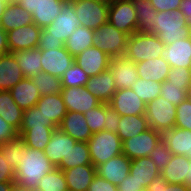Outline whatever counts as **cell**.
Masks as SVG:
<instances>
[{"label":"cell","instance_id":"1","mask_svg":"<svg viewBox=\"0 0 191 191\" xmlns=\"http://www.w3.org/2000/svg\"><path fill=\"white\" fill-rule=\"evenodd\" d=\"M54 168L44 151L30 148L22 140V159L15 170V184L35 191L40 179Z\"/></svg>","mask_w":191,"mask_h":191},{"label":"cell","instance_id":"2","mask_svg":"<svg viewBox=\"0 0 191 191\" xmlns=\"http://www.w3.org/2000/svg\"><path fill=\"white\" fill-rule=\"evenodd\" d=\"M154 23V34L165 46L191 37V27L179 10L157 12Z\"/></svg>","mask_w":191,"mask_h":191},{"label":"cell","instance_id":"3","mask_svg":"<svg viewBox=\"0 0 191 191\" xmlns=\"http://www.w3.org/2000/svg\"><path fill=\"white\" fill-rule=\"evenodd\" d=\"M165 44L153 33L135 32L129 36L125 57L133 62L161 57Z\"/></svg>","mask_w":191,"mask_h":191},{"label":"cell","instance_id":"4","mask_svg":"<svg viewBox=\"0 0 191 191\" xmlns=\"http://www.w3.org/2000/svg\"><path fill=\"white\" fill-rule=\"evenodd\" d=\"M87 143L95 167L122 154V140L116 133L110 131L102 130L94 133Z\"/></svg>","mask_w":191,"mask_h":191},{"label":"cell","instance_id":"5","mask_svg":"<svg viewBox=\"0 0 191 191\" xmlns=\"http://www.w3.org/2000/svg\"><path fill=\"white\" fill-rule=\"evenodd\" d=\"M128 38V34L107 22L94 30L93 46H97L111 58H116L125 55Z\"/></svg>","mask_w":191,"mask_h":191},{"label":"cell","instance_id":"6","mask_svg":"<svg viewBox=\"0 0 191 191\" xmlns=\"http://www.w3.org/2000/svg\"><path fill=\"white\" fill-rule=\"evenodd\" d=\"M145 116L149 128L163 133L175 127L176 106L159 95L156 99L146 104Z\"/></svg>","mask_w":191,"mask_h":191},{"label":"cell","instance_id":"7","mask_svg":"<svg viewBox=\"0 0 191 191\" xmlns=\"http://www.w3.org/2000/svg\"><path fill=\"white\" fill-rule=\"evenodd\" d=\"M79 19L80 25L91 30L98 29L108 22L109 3L92 0H69Z\"/></svg>","mask_w":191,"mask_h":191},{"label":"cell","instance_id":"8","mask_svg":"<svg viewBox=\"0 0 191 191\" xmlns=\"http://www.w3.org/2000/svg\"><path fill=\"white\" fill-rule=\"evenodd\" d=\"M67 1L68 0H18L17 2L31 13L33 23L43 29L55 20Z\"/></svg>","mask_w":191,"mask_h":191},{"label":"cell","instance_id":"9","mask_svg":"<svg viewBox=\"0 0 191 191\" xmlns=\"http://www.w3.org/2000/svg\"><path fill=\"white\" fill-rule=\"evenodd\" d=\"M108 22L129 36L137 32V14L132 0H113L110 2Z\"/></svg>","mask_w":191,"mask_h":191},{"label":"cell","instance_id":"10","mask_svg":"<svg viewBox=\"0 0 191 191\" xmlns=\"http://www.w3.org/2000/svg\"><path fill=\"white\" fill-rule=\"evenodd\" d=\"M162 139V133L148 128L138 135L122 142V153L130 160L147 157L153 151L156 144Z\"/></svg>","mask_w":191,"mask_h":191},{"label":"cell","instance_id":"11","mask_svg":"<svg viewBox=\"0 0 191 191\" xmlns=\"http://www.w3.org/2000/svg\"><path fill=\"white\" fill-rule=\"evenodd\" d=\"M78 25H80V22L74 11V6L68 0L61 13L44 29L47 31V37L58 38L65 44Z\"/></svg>","mask_w":191,"mask_h":191},{"label":"cell","instance_id":"12","mask_svg":"<svg viewBox=\"0 0 191 191\" xmlns=\"http://www.w3.org/2000/svg\"><path fill=\"white\" fill-rule=\"evenodd\" d=\"M67 111L85 113L102 102L86 87H63L60 92Z\"/></svg>","mask_w":191,"mask_h":191},{"label":"cell","instance_id":"13","mask_svg":"<svg viewBox=\"0 0 191 191\" xmlns=\"http://www.w3.org/2000/svg\"><path fill=\"white\" fill-rule=\"evenodd\" d=\"M41 31L35 23L8 31L9 53L37 48Z\"/></svg>","mask_w":191,"mask_h":191},{"label":"cell","instance_id":"14","mask_svg":"<svg viewBox=\"0 0 191 191\" xmlns=\"http://www.w3.org/2000/svg\"><path fill=\"white\" fill-rule=\"evenodd\" d=\"M109 106L120 116L145 115L146 103L131 88L117 90Z\"/></svg>","mask_w":191,"mask_h":191},{"label":"cell","instance_id":"15","mask_svg":"<svg viewBox=\"0 0 191 191\" xmlns=\"http://www.w3.org/2000/svg\"><path fill=\"white\" fill-rule=\"evenodd\" d=\"M42 72H46L59 78L74 63V57L64 48H50L49 50H41Z\"/></svg>","mask_w":191,"mask_h":191},{"label":"cell","instance_id":"16","mask_svg":"<svg viewBox=\"0 0 191 191\" xmlns=\"http://www.w3.org/2000/svg\"><path fill=\"white\" fill-rule=\"evenodd\" d=\"M110 60L111 57L101 51L97 46H91L74 57V62L78 64L89 77L98 75L109 69Z\"/></svg>","mask_w":191,"mask_h":191},{"label":"cell","instance_id":"17","mask_svg":"<svg viewBox=\"0 0 191 191\" xmlns=\"http://www.w3.org/2000/svg\"><path fill=\"white\" fill-rule=\"evenodd\" d=\"M109 69L113 74L117 90L132 88L139 78L136 63L125 56L111 58Z\"/></svg>","mask_w":191,"mask_h":191},{"label":"cell","instance_id":"18","mask_svg":"<svg viewBox=\"0 0 191 191\" xmlns=\"http://www.w3.org/2000/svg\"><path fill=\"white\" fill-rule=\"evenodd\" d=\"M130 165L131 160L122 153L98 165L96 171L97 175L118 186L128 176Z\"/></svg>","mask_w":191,"mask_h":191},{"label":"cell","instance_id":"19","mask_svg":"<svg viewBox=\"0 0 191 191\" xmlns=\"http://www.w3.org/2000/svg\"><path fill=\"white\" fill-rule=\"evenodd\" d=\"M76 142L71 136L56 128L44 149L45 156L55 167H58L62 159H66L68 152Z\"/></svg>","mask_w":191,"mask_h":191},{"label":"cell","instance_id":"20","mask_svg":"<svg viewBox=\"0 0 191 191\" xmlns=\"http://www.w3.org/2000/svg\"><path fill=\"white\" fill-rule=\"evenodd\" d=\"M160 55L171 68H191V37L170 43L165 46Z\"/></svg>","mask_w":191,"mask_h":191},{"label":"cell","instance_id":"21","mask_svg":"<svg viewBox=\"0 0 191 191\" xmlns=\"http://www.w3.org/2000/svg\"><path fill=\"white\" fill-rule=\"evenodd\" d=\"M85 87L102 103H109L113 94L117 91L114 77L110 69L89 77Z\"/></svg>","mask_w":191,"mask_h":191},{"label":"cell","instance_id":"22","mask_svg":"<svg viewBox=\"0 0 191 191\" xmlns=\"http://www.w3.org/2000/svg\"><path fill=\"white\" fill-rule=\"evenodd\" d=\"M58 128L76 141L88 142L93 135L88 127L84 114L67 111Z\"/></svg>","mask_w":191,"mask_h":191},{"label":"cell","instance_id":"23","mask_svg":"<svg viewBox=\"0 0 191 191\" xmlns=\"http://www.w3.org/2000/svg\"><path fill=\"white\" fill-rule=\"evenodd\" d=\"M69 191H88L97 171L93 164L76 166L63 170Z\"/></svg>","mask_w":191,"mask_h":191},{"label":"cell","instance_id":"24","mask_svg":"<svg viewBox=\"0 0 191 191\" xmlns=\"http://www.w3.org/2000/svg\"><path fill=\"white\" fill-rule=\"evenodd\" d=\"M162 140L174 155L186 156L191 161V131L177 127L162 133Z\"/></svg>","mask_w":191,"mask_h":191},{"label":"cell","instance_id":"25","mask_svg":"<svg viewBox=\"0 0 191 191\" xmlns=\"http://www.w3.org/2000/svg\"><path fill=\"white\" fill-rule=\"evenodd\" d=\"M33 23L32 15L18 2H8L0 18V27L8 32L10 30L27 26Z\"/></svg>","mask_w":191,"mask_h":191},{"label":"cell","instance_id":"26","mask_svg":"<svg viewBox=\"0 0 191 191\" xmlns=\"http://www.w3.org/2000/svg\"><path fill=\"white\" fill-rule=\"evenodd\" d=\"M24 75L13 53L0 55V91H9Z\"/></svg>","mask_w":191,"mask_h":191},{"label":"cell","instance_id":"27","mask_svg":"<svg viewBox=\"0 0 191 191\" xmlns=\"http://www.w3.org/2000/svg\"><path fill=\"white\" fill-rule=\"evenodd\" d=\"M132 178L138 185H142L145 189L153 181L161 175V171L156 164L150 159V156L140 157L131 160L130 171Z\"/></svg>","mask_w":191,"mask_h":191},{"label":"cell","instance_id":"28","mask_svg":"<svg viewBox=\"0 0 191 191\" xmlns=\"http://www.w3.org/2000/svg\"><path fill=\"white\" fill-rule=\"evenodd\" d=\"M15 103L23 110H27L36 105L41 98L37 87L30 78L24 77L18 84L9 90Z\"/></svg>","mask_w":191,"mask_h":191},{"label":"cell","instance_id":"29","mask_svg":"<svg viewBox=\"0 0 191 191\" xmlns=\"http://www.w3.org/2000/svg\"><path fill=\"white\" fill-rule=\"evenodd\" d=\"M136 68L140 78L163 83L167 79L171 66L164 58L159 57L137 62Z\"/></svg>","mask_w":191,"mask_h":191},{"label":"cell","instance_id":"30","mask_svg":"<svg viewBox=\"0 0 191 191\" xmlns=\"http://www.w3.org/2000/svg\"><path fill=\"white\" fill-rule=\"evenodd\" d=\"M36 106L43 115L58 127L67 113L61 93L41 96Z\"/></svg>","mask_w":191,"mask_h":191},{"label":"cell","instance_id":"31","mask_svg":"<svg viewBox=\"0 0 191 191\" xmlns=\"http://www.w3.org/2000/svg\"><path fill=\"white\" fill-rule=\"evenodd\" d=\"M190 162V159H188L186 156L173 155V158L161 171V176L168 183L186 184Z\"/></svg>","mask_w":191,"mask_h":191},{"label":"cell","instance_id":"32","mask_svg":"<svg viewBox=\"0 0 191 191\" xmlns=\"http://www.w3.org/2000/svg\"><path fill=\"white\" fill-rule=\"evenodd\" d=\"M23 113L10 91H0V116L18 132L22 125Z\"/></svg>","mask_w":191,"mask_h":191},{"label":"cell","instance_id":"33","mask_svg":"<svg viewBox=\"0 0 191 191\" xmlns=\"http://www.w3.org/2000/svg\"><path fill=\"white\" fill-rule=\"evenodd\" d=\"M21 71L26 78H31L42 71V52L37 48L13 52Z\"/></svg>","mask_w":191,"mask_h":191},{"label":"cell","instance_id":"34","mask_svg":"<svg viewBox=\"0 0 191 191\" xmlns=\"http://www.w3.org/2000/svg\"><path fill=\"white\" fill-rule=\"evenodd\" d=\"M118 133L122 142L146 131L149 124L145 115L121 116L118 123Z\"/></svg>","mask_w":191,"mask_h":191},{"label":"cell","instance_id":"35","mask_svg":"<svg viewBox=\"0 0 191 191\" xmlns=\"http://www.w3.org/2000/svg\"><path fill=\"white\" fill-rule=\"evenodd\" d=\"M137 14V32L153 33L154 21L157 11L153 8L149 0H132Z\"/></svg>","mask_w":191,"mask_h":191},{"label":"cell","instance_id":"36","mask_svg":"<svg viewBox=\"0 0 191 191\" xmlns=\"http://www.w3.org/2000/svg\"><path fill=\"white\" fill-rule=\"evenodd\" d=\"M94 30L78 25L71 36L65 42V48L73 57L93 46Z\"/></svg>","mask_w":191,"mask_h":191},{"label":"cell","instance_id":"37","mask_svg":"<svg viewBox=\"0 0 191 191\" xmlns=\"http://www.w3.org/2000/svg\"><path fill=\"white\" fill-rule=\"evenodd\" d=\"M86 164H92L88 143L77 141L74 147H71L66 159H62L57 168L67 170Z\"/></svg>","mask_w":191,"mask_h":191},{"label":"cell","instance_id":"38","mask_svg":"<svg viewBox=\"0 0 191 191\" xmlns=\"http://www.w3.org/2000/svg\"><path fill=\"white\" fill-rule=\"evenodd\" d=\"M58 127L29 128L20 137L33 149L44 151L53 131Z\"/></svg>","mask_w":191,"mask_h":191},{"label":"cell","instance_id":"39","mask_svg":"<svg viewBox=\"0 0 191 191\" xmlns=\"http://www.w3.org/2000/svg\"><path fill=\"white\" fill-rule=\"evenodd\" d=\"M30 80L37 87L41 96L60 93L63 89L61 78L46 72L41 71L31 77Z\"/></svg>","mask_w":191,"mask_h":191},{"label":"cell","instance_id":"40","mask_svg":"<svg viewBox=\"0 0 191 191\" xmlns=\"http://www.w3.org/2000/svg\"><path fill=\"white\" fill-rule=\"evenodd\" d=\"M57 127L51 119H47L37 106L27 109L23 113V121L18 135L21 136L29 128Z\"/></svg>","mask_w":191,"mask_h":191},{"label":"cell","instance_id":"41","mask_svg":"<svg viewBox=\"0 0 191 191\" xmlns=\"http://www.w3.org/2000/svg\"><path fill=\"white\" fill-rule=\"evenodd\" d=\"M35 191H68L63 170L55 167L40 179Z\"/></svg>","mask_w":191,"mask_h":191},{"label":"cell","instance_id":"42","mask_svg":"<svg viewBox=\"0 0 191 191\" xmlns=\"http://www.w3.org/2000/svg\"><path fill=\"white\" fill-rule=\"evenodd\" d=\"M162 83L138 78L132 85V90L143 102L148 104L161 94Z\"/></svg>","mask_w":191,"mask_h":191},{"label":"cell","instance_id":"43","mask_svg":"<svg viewBox=\"0 0 191 191\" xmlns=\"http://www.w3.org/2000/svg\"><path fill=\"white\" fill-rule=\"evenodd\" d=\"M89 76L75 62L64 72L61 77L62 87H85Z\"/></svg>","mask_w":191,"mask_h":191},{"label":"cell","instance_id":"44","mask_svg":"<svg viewBox=\"0 0 191 191\" xmlns=\"http://www.w3.org/2000/svg\"><path fill=\"white\" fill-rule=\"evenodd\" d=\"M0 151L7 158V164L15 171L22 159V139L20 136L0 144Z\"/></svg>","mask_w":191,"mask_h":191},{"label":"cell","instance_id":"45","mask_svg":"<svg viewBox=\"0 0 191 191\" xmlns=\"http://www.w3.org/2000/svg\"><path fill=\"white\" fill-rule=\"evenodd\" d=\"M105 116H106V103H101L100 105L84 113L86 123L90 128L92 134L104 130Z\"/></svg>","mask_w":191,"mask_h":191},{"label":"cell","instance_id":"46","mask_svg":"<svg viewBox=\"0 0 191 191\" xmlns=\"http://www.w3.org/2000/svg\"><path fill=\"white\" fill-rule=\"evenodd\" d=\"M160 96L177 107L187 99V91L183 89V86H176L165 80L162 83Z\"/></svg>","mask_w":191,"mask_h":191},{"label":"cell","instance_id":"47","mask_svg":"<svg viewBox=\"0 0 191 191\" xmlns=\"http://www.w3.org/2000/svg\"><path fill=\"white\" fill-rule=\"evenodd\" d=\"M173 153L169 151L166 143L161 139L151 152L150 159L156 164L157 168L162 171L167 163L173 158Z\"/></svg>","mask_w":191,"mask_h":191},{"label":"cell","instance_id":"48","mask_svg":"<svg viewBox=\"0 0 191 191\" xmlns=\"http://www.w3.org/2000/svg\"><path fill=\"white\" fill-rule=\"evenodd\" d=\"M167 81L176 86H183L184 90H188L191 82V68L173 67L167 75Z\"/></svg>","mask_w":191,"mask_h":191},{"label":"cell","instance_id":"49","mask_svg":"<svg viewBox=\"0 0 191 191\" xmlns=\"http://www.w3.org/2000/svg\"><path fill=\"white\" fill-rule=\"evenodd\" d=\"M175 127L191 131V100L188 98L176 107Z\"/></svg>","mask_w":191,"mask_h":191},{"label":"cell","instance_id":"50","mask_svg":"<svg viewBox=\"0 0 191 191\" xmlns=\"http://www.w3.org/2000/svg\"><path fill=\"white\" fill-rule=\"evenodd\" d=\"M146 189L147 191H191L186 184L168 183L161 175L153 179Z\"/></svg>","mask_w":191,"mask_h":191},{"label":"cell","instance_id":"51","mask_svg":"<svg viewBox=\"0 0 191 191\" xmlns=\"http://www.w3.org/2000/svg\"><path fill=\"white\" fill-rule=\"evenodd\" d=\"M120 117L121 116L109 106V103H106V116L104 118L105 120L104 130L117 134Z\"/></svg>","mask_w":191,"mask_h":191},{"label":"cell","instance_id":"52","mask_svg":"<svg viewBox=\"0 0 191 191\" xmlns=\"http://www.w3.org/2000/svg\"><path fill=\"white\" fill-rule=\"evenodd\" d=\"M64 47L65 45L60 39L54 37H47V31L44 28L42 29L38 43V48L40 50H49L50 48L60 49Z\"/></svg>","mask_w":191,"mask_h":191},{"label":"cell","instance_id":"53","mask_svg":"<svg viewBox=\"0 0 191 191\" xmlns=\"http://www.w3.org/2000/svg\"><path fill=\"white\" fill-rule=\"evenodd\" d=\"M18 131L0 116V144L17 138Z\"/></svg>","mask_w":191,"mask_h":191},{"label":"cell","instance_id":"54","mask_svg":"<svg viewBox=\"0 0 191 191\" xmlns=\"http://www.w3.org/2000/svg\"><path fill=\"white\" fill-rule=\"evenodd\" d=\"M157 12L179 10L182 0H149Z\"/></svg>","mask_w":191,"mask_h":191},{"label":"cell","instance_id":"55","mask_svg":"<svg viewBox=\"0 0 191 191\" xmlns=\"http://www.w3.org/2000/svg\"><path fill=\"white\" fill-rule=\"evenodd\" d=\"M88 191H118V187L96 174Z\"/></svg>","mask_w":191,"mask_h":191},{"label":"cell","instance_id":"56","mask_svg":"<svg viewBox=\"0 0 191 191\" xmlns=\"http://www.w3.org/2000/svg\"><path fill=\"white\" fill-rule=\"evenodd\" d=\"M8 160L0 151V182L14 181L15 171L7 164Z\"/></svg>","mask_w":191,"mask_h":191},{"label":"cell","instance_id":"57","mask_svg":"<svg viewBox=\"0 0 191 191\" xmlns=\"http://www.w3.org/2000/svg\"><path fill=\"white\" fill-rule=\"evenodd\" d=\"M118 191H138L145 189L142 185H138L129 173L126 178L117 186Z\"/></svg>","mask_w":191,"mask_h":191},{"label":"cell","instance_id":"58","mask_svg":"<svg viewBox=\"0 0 191 191\" xmlns=\"http://www.w3.org/2000/svg\"><path fill=\"white\" fill-rule=\"evenodd\" d=\"M179 11L187 21V25L191 27V0H182Z\"/></svg>","mask_w":191,"mask_h":191},{"label":"cell","instance_id":"59","mask_svg":"<svg viewBox=\"0 0 191 191\" xmlns=\"http://www.w3.org/2000/svg\"><path fill=\"white\" fill-rule=\"evenodd\" d=\"M9 53L7 32L0 27V55Z\"/></svg>","mask_w":191,"mask_h":191},{"label":"cell","instance_id":"60","mask_svg":"<svg viewBox=\"0 0 191 191\" xmlns=\"http://www.w3.org/2000/svg\"><path fill=\"white\" fill-rule=\"evenodd\" d=\"M14 185H15L14 181L0 182V191H12Z\"/></svg>","mask_w":191,"mask_h":191},{"label":"cell","instance_id":"61","mask_svg":"<svg viewBox=\"0 0 191 191\" xmlns=\"http://www.w3.org/2000/svg\"><path fill=\"white\" fill-rule=\"evenodd\" d=\"M186 185L191 189V162L189 164Z\"/></svg>","mask_w":191,"mask_h":191},{"label":"cell","instance_id":"62","mask_svg":"<svg viewBox=\"0 0 191 191\" xmlns=\"http://www.w3.org/2000/svg\"><path fill=\"white\" fill-rule=\"evenodd\" d=\"M7 4H8L7 1L0 0V18H1V15L4 13V10Z\"/></svg>","mask_w":191,"mask_h":191},{"label":"cell","instance_id":"63","mask_svg":"<svg viewBox=\"0 0 191 191\" xmlns=\"http://www.w3.org/2000/svg\"><path fill=\"white\" fill-rule=\"evenodd\" d=\"M12 191H34V190H29V189H26V188H22V187L18 186L17 184H15Z\"/></svg>","mask_w":191,"mask_h":191},{"label":"cell","instance_id":"64","mask_svg":"<svg viewBox=\"0 0 191 191\" xmlns=\"http://www.w3.org/2000/svg\"><path fill=\"white\" fill-rule=\"evenodd\" d=\"M187 98H188L189 100H191V82H190V84H189V86H188Z\"/></svg>","mask_w":191,"mask_h":191},{"label":"cell","instance_id":"65","mask_svg":"<svg viewBox=\"0 0 191 191\" xmlns=\"http://www.w3.org/2000/svg\"><path fill=\"white\" fill-rule=\"evenodd\" d=\"M92 1L101 2V3H110L113 0H92Z\"/></svg>","mask_w":191,"mask_h":191}]
</instances>
